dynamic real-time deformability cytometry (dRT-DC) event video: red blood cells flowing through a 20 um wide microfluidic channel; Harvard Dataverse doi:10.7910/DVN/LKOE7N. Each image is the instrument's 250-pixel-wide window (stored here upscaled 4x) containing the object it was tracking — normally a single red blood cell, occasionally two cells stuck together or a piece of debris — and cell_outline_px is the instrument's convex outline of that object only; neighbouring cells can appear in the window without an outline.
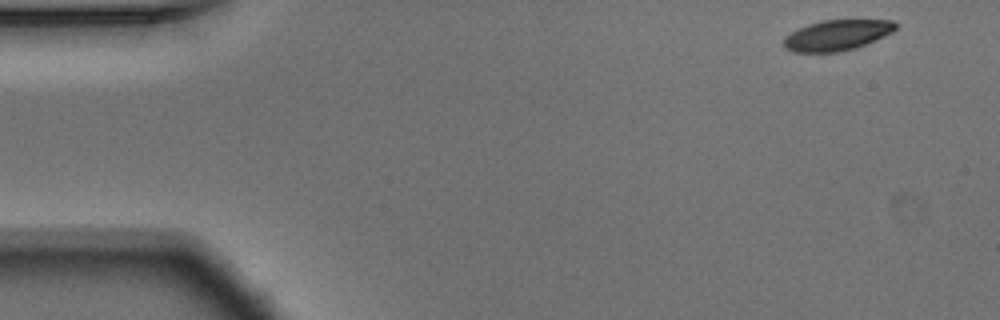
{"species": "Egyptian fruit bat (a non-hibernating species)", "species_latin": "Rousettus aegyptiacus", "temperature_condition": "warm", "stored_images_in_passage": 51, "camera_frame_rate_fps": 3000, "um_per_image_px": 0.085, "animal": {"sex": "male"}, "frame": {"image": 1, "passage_image": 1, "time_ms": 0.0, "image_size_px": [1000, 320], "cell_outline_px": [[896, 24], [892, 28], [860, 44], [844, 48], [792, 48], [788, 44], [788, 40], [796, 32], [816, 24], [836, 20], [876, 20]], "centroid_in_image_um": [71.27, 2.88], "position_along_channel_um": 13.7, "area_um2": 15.49}}
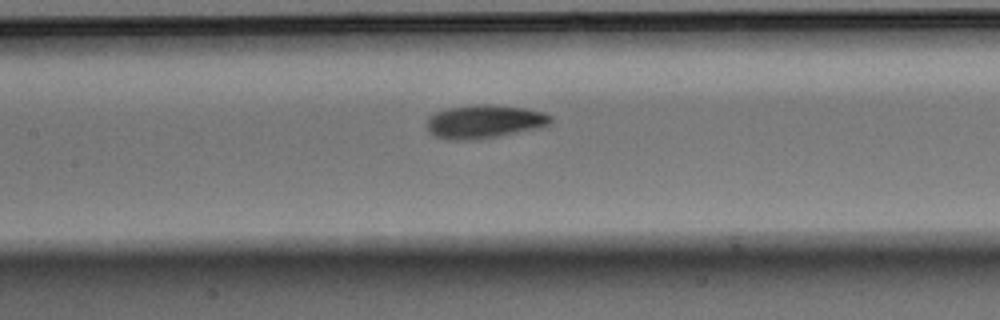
{"frame": {"image": 2, "passage_image": 22, "time_ms": 7.0, "image_size_px": [1000, 320], "cell_outline_px": [[544, 120], [532, 124], [492, 132], [440, 132], [432, 124], [440, 116], [452, 112], [484, 108], [488, 108], [528, 112], [544, 116]], "centroid_in_image_um": [41.21, 10.24], "position_along_channel_um": 166.2, "area_um2": 14.22}}
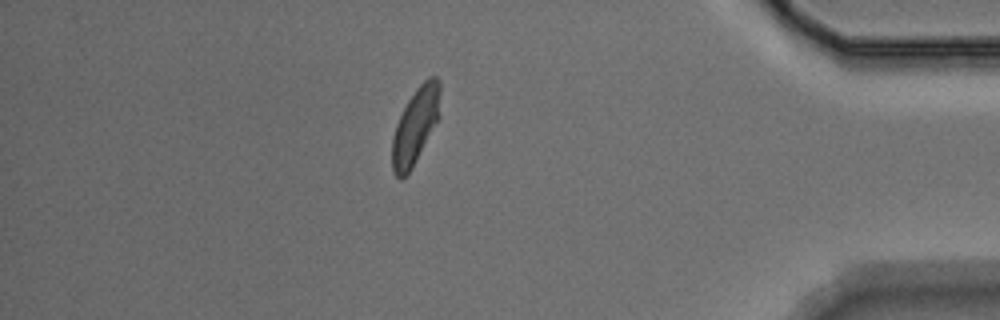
{"frame": {"image": 3, "passage_image": 44, "time_ms": 14.333, "image_size_px": [1000, 320], "cell_outline_px": [[436, 116], [412, 164], [404, 176], [400, 176], [396, 172], [392, 164], [392, 148], [396, 128], [408, 104], [416, 92], [428, 80], [432, 80], [436, 84]], "centroid_in_image_um": [35.19, 10.83], "position_along_channel_um": 400.0, "area_um2": 17.22}, "authors_computed_cell_mechanics": {"area_um2": 15.7794, "velocity_mm_per_s": 3.7236, "shape_relaxation_time_tau1_ms": 8.6122, "shape_relaxation_time_tau2_ms": 5.8283, "deformation_change_tau1": 0.2752, "deformation_change_tau2": 0.139}}